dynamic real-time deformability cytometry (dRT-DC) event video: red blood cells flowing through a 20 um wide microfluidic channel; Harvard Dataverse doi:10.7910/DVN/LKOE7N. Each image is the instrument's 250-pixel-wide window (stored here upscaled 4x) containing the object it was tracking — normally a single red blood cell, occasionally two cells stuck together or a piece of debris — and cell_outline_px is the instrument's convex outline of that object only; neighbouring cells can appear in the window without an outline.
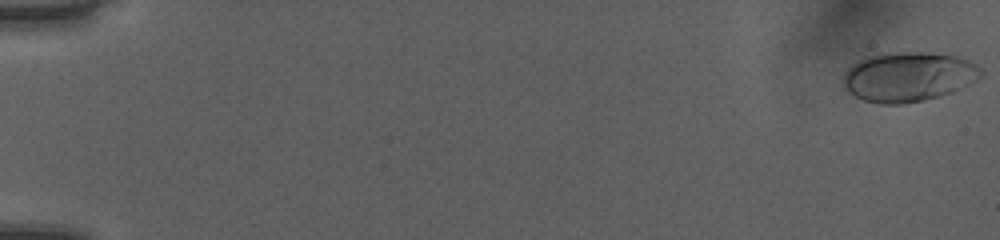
{"species": "human", "species_latin": "Homo sapiens", "temperature_condition": "room temperature", "stored_images_in_passage": 16, "camera_frame_rate_fps": 3000, "um_per_image_px": 0.085, "donor": {"sex": "female"}, "frame": {"image": 1, "passage_image": 1, "time_ms": 0.0, "image_size_px": [1000, 240], "cell_outline_px": [[984, 76], [952, 92], [940, 96], [924, 100], [900, 104], [880, 104], [864, 100], [848, 92], [844, 88], [844, 72], [852, 64], [868, 56], [884, 52], [924, 52], [956, 56], [968, 60], [976, 64], [984, 72]], "centroid_in_image_um": [77.22, 6.52], "position_along_channel_um": 7.8, "area_um2": 39.94}}